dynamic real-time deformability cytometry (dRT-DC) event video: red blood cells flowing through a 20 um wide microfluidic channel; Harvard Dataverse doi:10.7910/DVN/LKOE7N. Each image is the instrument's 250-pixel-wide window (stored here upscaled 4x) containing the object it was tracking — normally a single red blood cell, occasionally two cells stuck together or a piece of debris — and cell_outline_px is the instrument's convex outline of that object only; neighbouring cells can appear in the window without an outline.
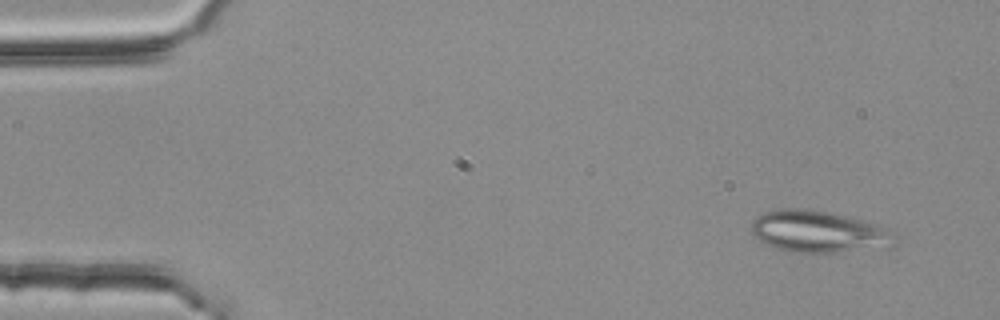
{"species": "common noctule bat (a hibernating species)", "species_latin": "Nyctalus noctula", "temperature_condition": "room temperature", "stored_images_in_passage": 4, "camera_frame_rate_fps": 3000, "um_per_image_px": 0.085, "animal": {"sex": "female", "body_mass_g": 25.1}, "frame": {"image": 1, "passage_image": 1, "time_ms": 0.0, "image_size_px": [1000, 320], "cell_outline_px": [[896, 248], [836, 252], [784, 252], [764, 244], [752, 232], [752, 220], [756, 216], [764, 212], [792, 208], [824, 212], [844, 216], [876, 224], [888, 228], [892, 232], [896, 244]], "centroid_in_image_um": [69.62, 19.73], "position_along_channel_um": 15.4, "area_um2": 34.91}}